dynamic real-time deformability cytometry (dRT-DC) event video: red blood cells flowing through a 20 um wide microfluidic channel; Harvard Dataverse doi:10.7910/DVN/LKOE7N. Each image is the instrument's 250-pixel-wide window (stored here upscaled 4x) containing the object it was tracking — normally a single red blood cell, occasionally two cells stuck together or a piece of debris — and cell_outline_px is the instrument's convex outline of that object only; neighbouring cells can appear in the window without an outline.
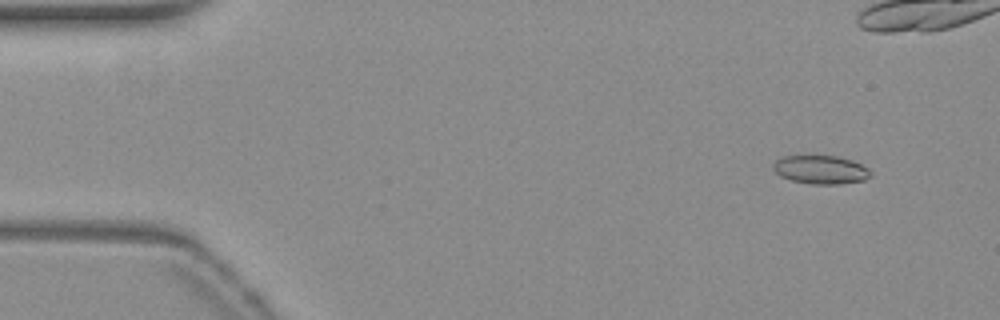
{"species": "common noctule bat (a hibernating species)", "species_latin": "Nyctalus noctula", "temperature_condition": "warm", "stored_images_in_passage": 12, "camera_frame_rate_fps": 3000, "um_per_image_px": 0.085, "animal": {"sex": "female", "body_mass_g": 19.3, "forearm_length_mm": 54.1}, "frame": {"image": 1, "passage_image": 4, "time_ms": 1.0, "image_size_px": [1000, 320], "cell_outline_px": [[872, 176], [864, 180], [840, 184], [812, 184], [792, 180], [780, 176], [772, 168], [772, 164], [776, 160], [784, 156], [836, 156], [852, 160], [868, 168], [872, 172]], "centroid_in_image_um": [69.78, 14.42], "position_along_channel_um": 15.2, "area_um2": 16.18}}